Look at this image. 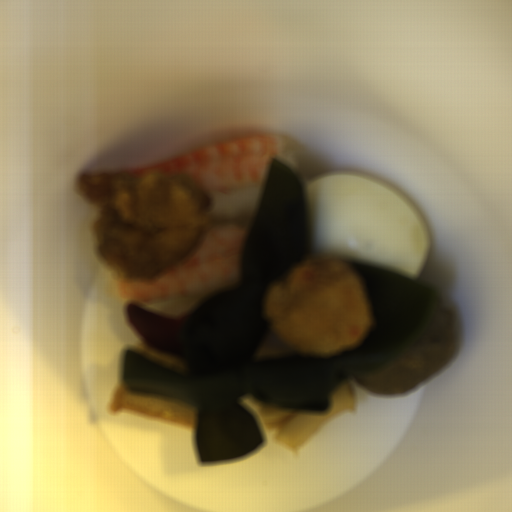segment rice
<instances>
[{
    "label": "rice",
    "mask_w": 512,
    "mask_h": 512,
    "mask_svg": "<svg viewBox=\"0 0 512 512\" xmlns=\"http://www.w3.org/2000/svg\"><path fill=\"white\" fill-rule=\"evenodd\" d=\"M203 299V298H201ZM201 299L197 300H180V299H171L168 301H164L157 304H149V305H136L146 311L154 313L159 316H165L170 318H185L188 310L192 308L197 302Z\"/></svg>",
    "instance_id": "rice-2"
},
{
    "label": "rice",
    "mask_w": 512,
    "mask_h": 512,
    "mask_svg": "<svg viewBox=\"0 0 512 512\" xmlns=\"http://www.w3.org/2000/svg\"><path fill=\"white\" fill-rule=\"evenodd\" d=\"M263 183L212 193L211 226L228 225L249 232Z\"/></svg>",
    "instance_id": "rice-1"
},
{
    "label": "rice",
    "mask_w": 512,
    "mask_h": 512,
    "mask_svg": "<svg viewBox=\"0 0 512 512\" xmlns=\"http://www.w3.org/2000/svg\"><path fill=\"white\" fill-rule=\"evenodd\" d=\"M278 159L298 178L301 169L300 162L293 156L288 142L281 141Z\"/></svg>",
    "instance_id": "rice-3"
}]
</instances>
